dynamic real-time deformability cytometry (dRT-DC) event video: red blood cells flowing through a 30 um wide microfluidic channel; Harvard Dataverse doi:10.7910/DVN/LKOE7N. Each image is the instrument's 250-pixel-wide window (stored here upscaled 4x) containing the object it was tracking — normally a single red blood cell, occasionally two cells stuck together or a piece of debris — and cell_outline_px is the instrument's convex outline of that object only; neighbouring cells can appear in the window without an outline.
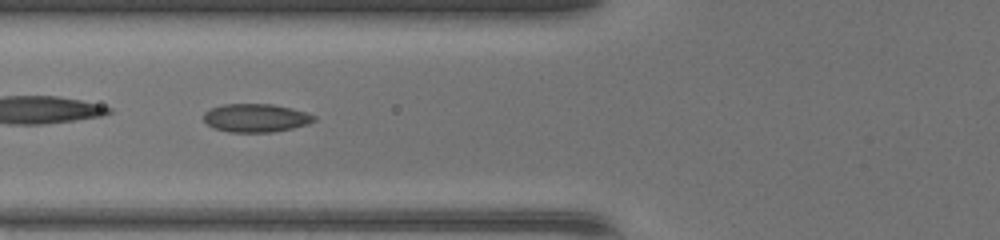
{"species": "common noctule bat (a hibernating species)", "species_latin": "Nyctalus noctula", "temperature_condition": "warm", "stored_images_in_passage": 34, "camera_frame_rate_fps": 3000, "um_per_image_px": 0.085, "animal": {"sex": "female", "body_mass_g": 17.0, "forearm_length_mm": 48.0}, "frame": {"image": 1, "passage_image": 10, "time_ms": 3.0, "image_size_px": [1000, 240], "cell_outline_px": [[316, 120], [308, 124], [292, 128], [272, 132], [228, 132], [212, 128], [204, 120], [204, 112], [212, 108], [224, 104], [272, 104], [292, 108], [308, 112], [316, 116]], "centroid_in_image_um": [21.77, 10.02], "position_along_channel_um": 104.0, "area_um2": 18.32}}
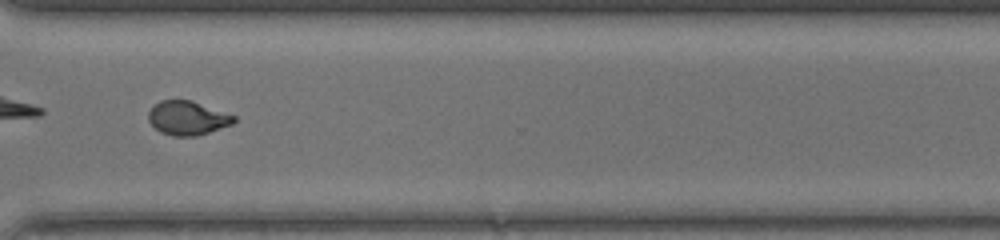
{"frame": {"image": 2, "passage_image": 27, "time_ms": 8.667, "image_size_px": [1000, 240], "cell_outline_px": [[236, 120], [232, 124], [196, 136], [172, 136], [160, 132], [148, 120], [148, 112], [160, 100], [192, 100], [236, 116]], "centroid_in_image_um": [15.94, 10.03], "position_along_channel_um": 354.7, "area_um2": 16.82}}